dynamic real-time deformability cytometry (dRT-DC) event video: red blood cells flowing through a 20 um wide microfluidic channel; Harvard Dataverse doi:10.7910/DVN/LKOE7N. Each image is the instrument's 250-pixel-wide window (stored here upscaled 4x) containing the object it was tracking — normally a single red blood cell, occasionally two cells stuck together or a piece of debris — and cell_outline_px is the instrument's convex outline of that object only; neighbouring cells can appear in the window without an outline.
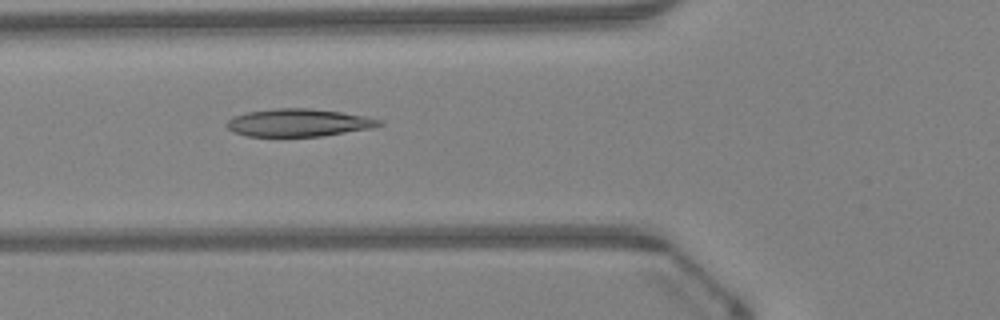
{"species": "Egyptian fruit bat (a non-hibernating species)", "species_latin": "Rousettus aegyptiacus", "temperature_condition": "warm", "stored_images_in_passage": 46, "camera_frame_rate_fps": 3000, "um_per_image_px": 0.085, "animal": {"sex": "female"}, "frame": {"image": 1, "passage_image": 17, "time_ms": 5.333, "image_size_px": [1000, 320], "cell_outline_px": [[384, 124], [372, 128], [324, 136], [248, 136], [232, 132], [224, 124], [228, 120], [236, 116], [248, 112], [272, 108], [308, 108], [340, 112], [364, 116], [384, 120]], "centroid_in_image_um": [25.4, 10.43], "position_along_channel_um": 100.4, "area_um2": 24.62}}
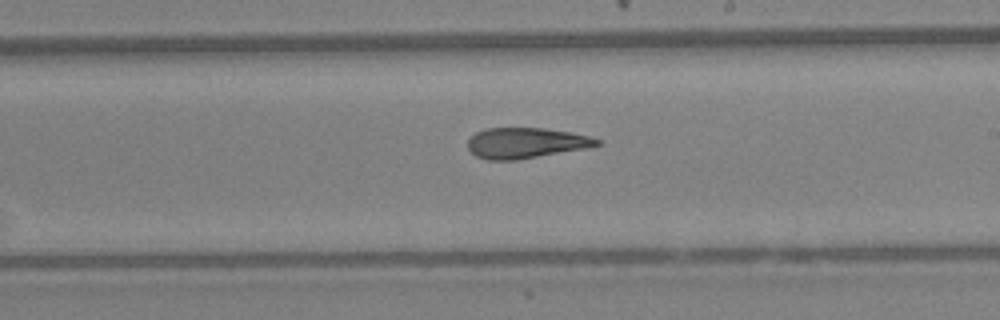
{"frame": {"image": 2, "passage_image": 27, "time_ms": 8.667, "image_size_px": [1000, 320], "cell_outline_px": [[600, 144], [588, 148], [516, 160], [488, 160], [476, 156], [468, 148], [468, 140], [476, 132], [484, 128], [544, 128], [572, 132], [592, 136], [600, 140]], "centroid_in_image_um": [44.72, 12.15], "position_along_channel_um": 244.3, "area_um2": 23.12}}
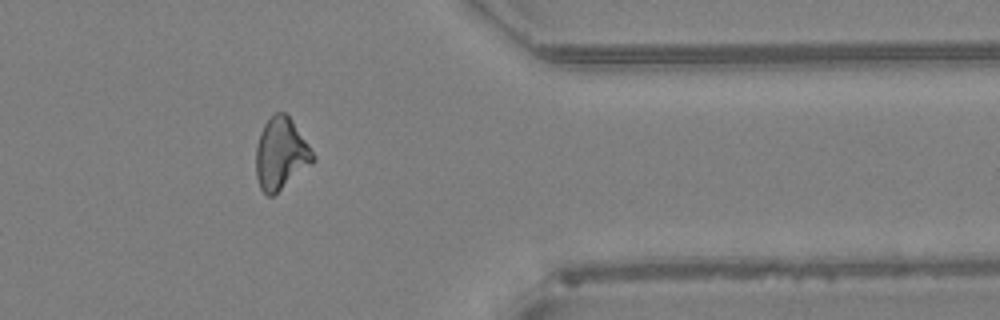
{"frame": {"image": 3, "passage_image": 38, "time_ms": 12.333, "image_size_px": [1000, 320], "cell_outline_px": [[316, 160], [312, 164], [272, 196], [268, 196], [260, 188], [256, 176], [256, 148], [260, 132], [264, 124], [276, 112], [284, 112], [292, 120], [316, 156]], "centroid_in_image_um": [23.88, 13.07], "position_along_channel_um": 387.5, "area_um2": 23.64}, "authors_computed_cell_mechanics": {"area_um2": 24.0448, "velocity_mm_per_s": 4.3252, "shape_relaxation_time_tau1_ms": 8.7887, "shape_relaxation_time_tau2_ms": 3.109, "deformation_change_tau1": 0.2252, "deformation_change_tau2": 0.1267}}